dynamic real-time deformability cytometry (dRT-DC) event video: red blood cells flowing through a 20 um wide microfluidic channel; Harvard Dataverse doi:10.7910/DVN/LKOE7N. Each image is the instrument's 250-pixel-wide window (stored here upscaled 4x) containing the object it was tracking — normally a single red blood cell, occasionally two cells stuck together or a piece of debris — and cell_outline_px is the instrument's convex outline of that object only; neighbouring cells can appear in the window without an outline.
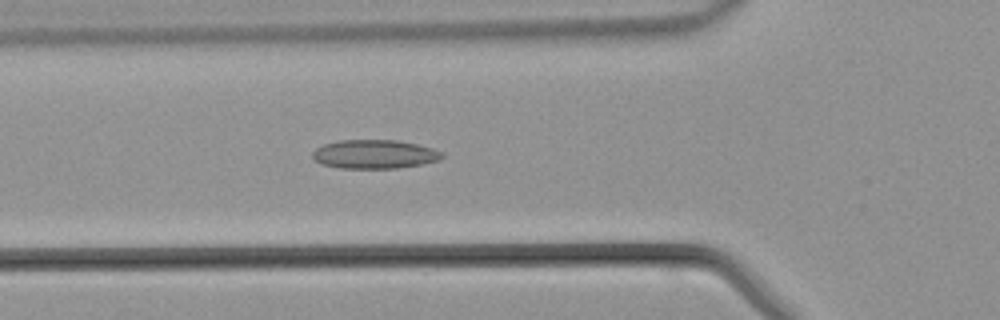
{"species": "common noctule bat (a hibernating species)", "species_latin": "Nyctalus noctula", "temperature_condition": "warm", "stored_images_in_passage": 38, "camera_frame_rate_fps": 3000, "um_per_image_px": 0.085, "animal": {"sex": "male", "body_mass_g": 21.5, "forearm_length_mm": 52.0}, "frame": {"image": 1, "passage_image": 12, "time_ms": 3.667, "image_size_px": [1000, 320], "cell_outline_px": [[444, 156], [440, 160], [420, 164], [396, 168], [340, 168], [320, 164], [312, 160], [312, 152], [316, 148], [324, 144], [340, 140], [396, 140], [416, 144], [432, 148], [444, 152]], "centroid_in_image_um": [31.8, 13.11], "position_along_channel_um": 94.0, "area_um2": 21.85}}
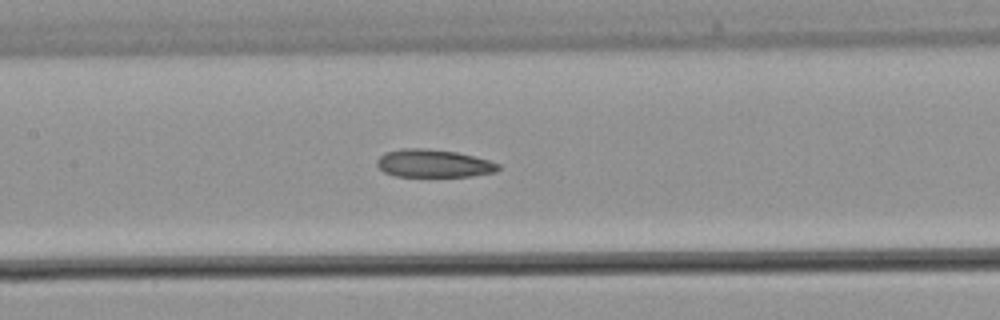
{"frame": {"image": 2, "passage_image": 17, "time_ms": 5.333, "image_size_px": [1000, 320], "cell_outline_px": [[500, 168], [496, 172], [472, 176], [396, 176], [384, 172], [376, 164], [376, 160], [380, 156], [388, 152], [404, 148], [424, 148], [456, 152], [488, 160], [500, 164]], "centroid_in_image_um": [36.86, 13.89], "position_along_channel_um": 170.5, "area_um2": 19.54}}
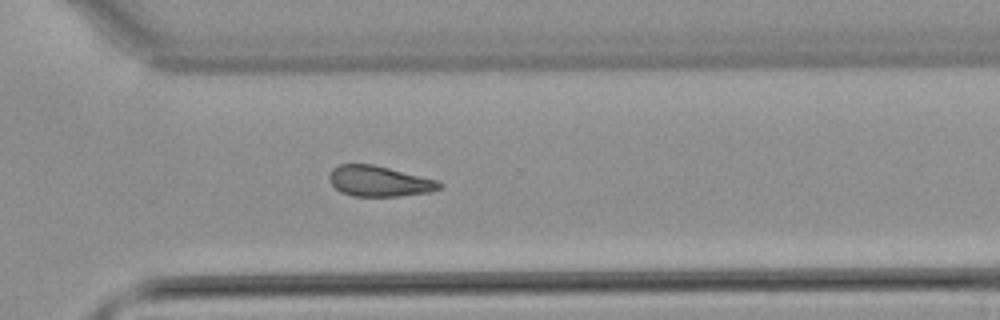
{"frame": {"image": 3, "passage_image": 28, "time_ms": 9.0, "image_size_px": [1000, 320], "cell_outline_px": [[444, 188], [432, 192], [400, 196], [352, 196], [340, 192], [332, 184], [328, 176], [332, 168], [340, 164], [372, 164], [436, 180], [444, 184]], "centroid_in_image_um": [32.25, 15.41], "position_along_channel_um": 338.4, "area_um2": 19.65}}